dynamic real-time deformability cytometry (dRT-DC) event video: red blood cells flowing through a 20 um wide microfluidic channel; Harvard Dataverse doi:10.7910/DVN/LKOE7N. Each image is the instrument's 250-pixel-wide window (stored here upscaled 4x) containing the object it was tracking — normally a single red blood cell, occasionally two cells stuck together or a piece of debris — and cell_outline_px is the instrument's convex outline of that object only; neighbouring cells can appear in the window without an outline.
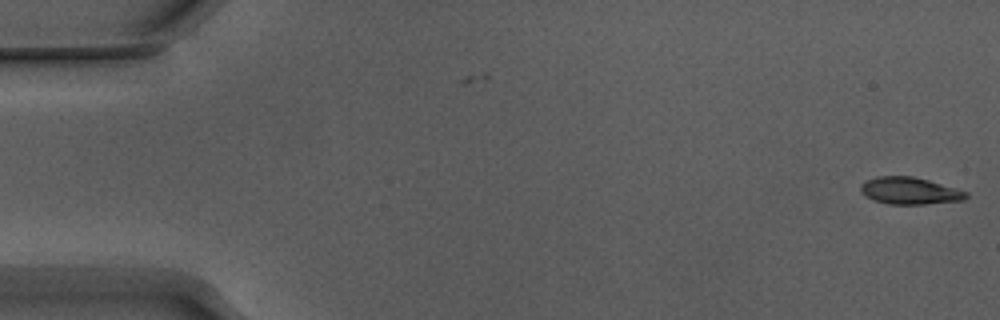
{"species": "Egyptian fruit bat (a non-hibernating species)", "species_latin": "Rousettus aegyptiacus", "temperature_condition": "warm", "stored_images_in_passage": 5, "camera_frame_rate_fps": 3000, "um_per_image_px": 0.085, "animal": {"sex": "male"}, "frame": {"image": 1, "passage_image": 5, "time_ms": 1.333, "image_size_px": [1000, 320], "cell_outline_px": [[968, 196], [964, 200], [924, 204], [888, 204], [864, 196], [860, 192], [860, 184], [876, 176], [912, 176], [928, 180], [968, 192]], "centroid_in_image_um": [77.3, 16.22], "position_along_channel_um": 7.7, "area_um2": 16.53}}